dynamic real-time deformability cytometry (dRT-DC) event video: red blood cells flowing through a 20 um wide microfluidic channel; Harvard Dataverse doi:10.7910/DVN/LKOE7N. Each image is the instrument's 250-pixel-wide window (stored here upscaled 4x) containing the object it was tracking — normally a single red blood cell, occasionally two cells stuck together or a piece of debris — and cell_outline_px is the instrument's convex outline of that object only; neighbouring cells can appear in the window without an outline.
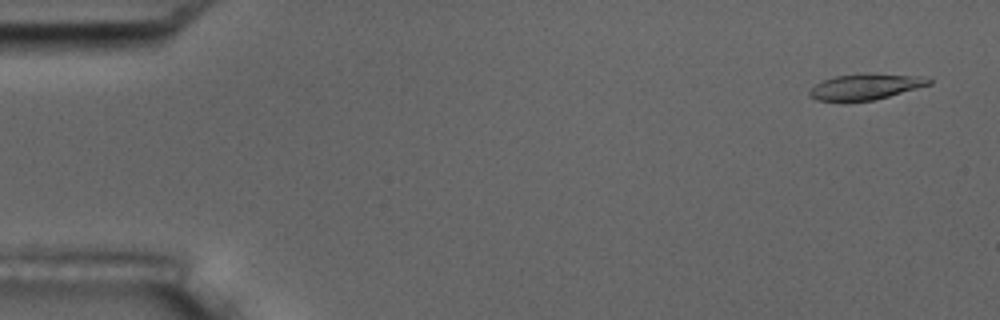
{"species": "common noctule bat (a hibernating species)", "species_latin": "Nyctalus noctula", "temperature_condition": "room temperature", "stored_images_in_passage": 6, "camera_frame_rate_fps": 3000, "um_per_image_px": 0.085, "animal": {"sex": "male", "body_mass_g": 17.5, "forearm_length_mm": 52.3}, "frame": {"image": 1, "passage_image": 1, "time_ms": 0.0, "image_size_px": [1000, 320], "cell_outline_px": [[932, 84], [888, 96], [872, 100], [816, 100], [808, 96], [808, 92], [816, 84], [824, 80], [836, 76], [860, 72], [872, 72], [928, 76], [932, 80]], "centroid_in_image_um": [73.64, 7.32], "position_along_channel_um": 11.4, "area_um2": 18.21}}